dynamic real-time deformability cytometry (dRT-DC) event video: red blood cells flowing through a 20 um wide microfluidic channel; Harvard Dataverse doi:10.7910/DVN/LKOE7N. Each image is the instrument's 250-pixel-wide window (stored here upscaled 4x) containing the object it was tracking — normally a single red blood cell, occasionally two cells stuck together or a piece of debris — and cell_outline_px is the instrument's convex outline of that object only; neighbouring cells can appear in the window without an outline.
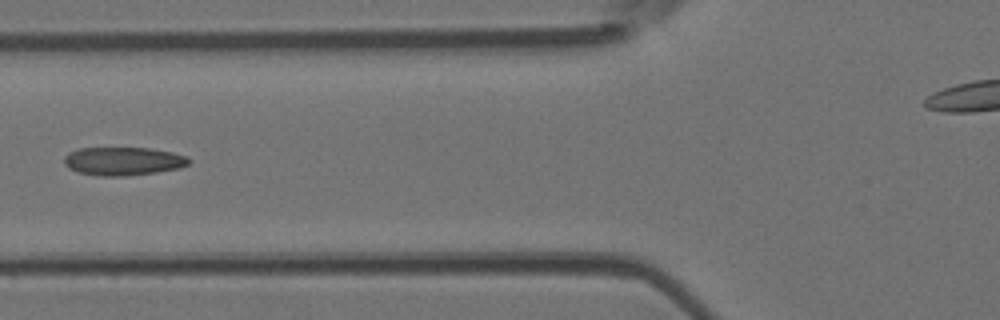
{"species": "Egyptian fruit bat (a non-hibernating species)", "species_latin": "Rousettus aegyptiacus", "temperature_condition": "room temperature", "stored_images_in_passage": 6, "camera_frame_rate_fps": 3000, "um_per_image_px": 0.085, "animal": {"sex": "female"}, "frame": {"image": 1, "passage_image": 5, "time_ms": 4.667, "image_size_px": [1000, 320], "cell_outline_px": [[192, 160], [188, 164], [180, 168], [156, 172], [124, 176], [96, 176], [80, 172], [68, 168], [64, 164], [64, 156], [68, 152], [80, 148], [148, 148], [172, 152], [188, 156]], "centroid_in_image_um": [10.47, 13.7], "position_along_channel_um": 115.3, "area_um2": 20.69}}
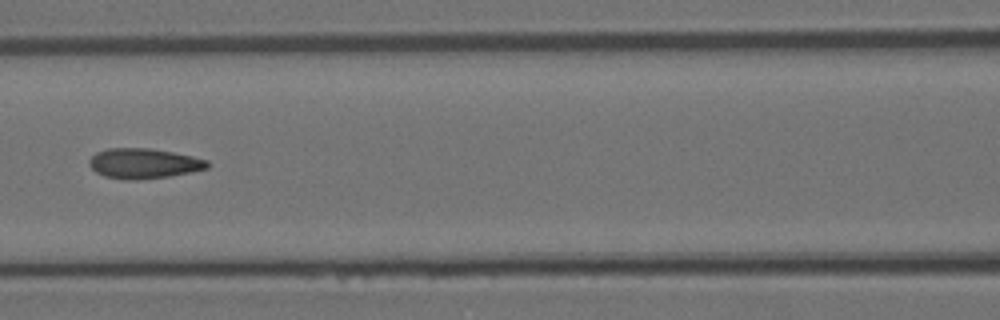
{"frame": {"image": 2, "passage_image": 6, "time_ms": 5.667, "image_size_px": [1000, 320], "cell_outline_px": [[208, 168], [192, 172], [172, 176], [136, 180], [124, 180], [104, 176], [96, 172], [88, 164], [88, 160], [96, 152], [108, 148], [152, 148], [192, 156], [208, 160]], "centroid_in_image_um": [12.2, 13.9], "position_along_channel_um": 154.4, "area_um2": 20.92}}